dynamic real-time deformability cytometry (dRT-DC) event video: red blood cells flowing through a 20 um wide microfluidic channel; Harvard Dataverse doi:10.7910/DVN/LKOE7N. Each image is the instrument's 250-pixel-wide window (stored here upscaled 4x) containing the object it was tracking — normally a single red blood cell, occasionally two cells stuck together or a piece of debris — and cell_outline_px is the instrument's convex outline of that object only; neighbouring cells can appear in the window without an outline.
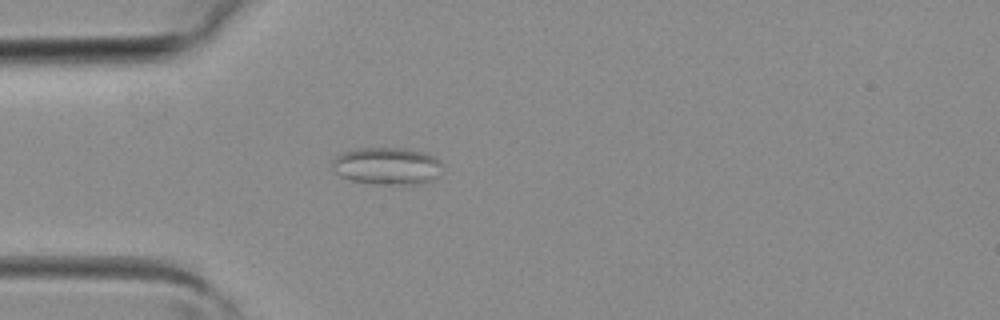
{"species": "common noctule bat (a hibernating species)", "species_latin": "Nyctalus noctula", "temperature_condition": "room temperature", "stored_images_in_passage": 1, "camera_frame_rate_fps": 3000, "um_per_image_px": 0.085, "animal": {"sex": "female", "body_mass_g": 19.3, "forearm_length_mm": 54.1}, "frame": {"image": 1, "passage_image": 1, "time_ms": 0.0, "image_size_px": [1000, 320], "cell_outline_px": [[444, 164], [436, 176], [432, 180], [424, 184], [372, 184], [352, 180], [340, 176], [332, 168], [332, 160], [336, 156], [344, 152], [356, 148], [404, 148], [424, 152], [440, 160]], "centroid_in_image_um": [32.91, 14.11], "position_along_channel_um": 52.1, "area_um2": 24.1}}